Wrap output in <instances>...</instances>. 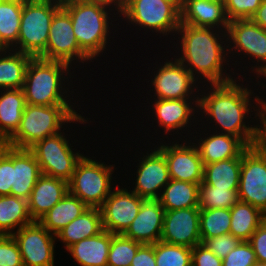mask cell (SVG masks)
Listing matches in <instances>:
<instances>
[{"mask_svg":"<svg viewBox=\"0 0 266 266\" xmlns=\"http://www.w3.org/2000/svg\"><path fill=\"white\" fill-rule=\"evenodd\" d=\"M236 78L237 77H234L233 81L223 84H210L209 86L206 85L207 87L205 88L207 89L201 90L199 95L198 110L200 111L199 115H201L202 118L199 119L198 123L202 122L203 118H206L205 121L209 122L210 127L208 129H210V133L214 131L236 136L240 138L248 147H250L258 144V121L260 109L264 99L260 98L258 95H254L256 93L251 90L253 88L247 86L245 87L242 83H238V81L241 80L242 82H249L248 80H243L244 78L241 77L239 80ZM252 109L255 113V119L251 117L253 116L250 113L253 112ZM249 114L250 116H247ZM247 117H250L251 120H256L258 125L254 124L253 120L246 121ZM212 122L214 123L213 126L212 124L210 125ZM251 122H253V125L249 124ZM211 127H214V130ZM217 127L220 131L217 130Z\"/></svg>","mask_w":266,"mask_h":266,"instance_id":"cell-1","label":"cell"},{"mask_svg":"<svg viewBox=\"0 0 266 266\" xmlns=\"http://www.w3.org/2000/svg\"><path fill=\"white\" fill-rule=\"evenodd\" d=\"M177 37L179 40L176 39ZM176 38L174 39L179 42L176 43L175 49L178 50V56L175 57H178L177 59L197 81L199 80L200 84L202 83L203 87L206 82L209 85L223 84L234 80L232 75L235 73H227L231 67L228 62H232L228 60L231 58H227V32L211 27L180 24ZM225 63L229 67L228 69ZM200 79H204L203 82Z\"/></svg>","mask_w":266,"mask_h":266,"instance_id":"cell-2","label":"cell"},{"mask_svg":"<svg viewBox=\"0 0 266 266\" xmlns=\"http://www.w3.org/2000/svg\"><path fill=\"white\" fill-rule=\"evenodd\" d=\"M71 69L69 64L62 61L32 57L28 63L22 88L26 104L41 106L76 105V103L71 102L74 97L72 96L74 89L69 91L71 85L68 81L71 77L74 78L72 76L74 71L71 72ZM68 92L71 93L68 94Z\"/></svg>","mask_w":266,"mask_h":266,"instance_id":"cell-3","label":"cell"},{"mask_svg":"<svg viewBox=\"0 0 266 266\" xmlns=\"http://www.w3.org/2000/svg\"><path fill=\"white\" fill-rule=\"evenodd\" d=\"M75 108V105L26 104L19 127L5 144L30 149L38 141L61 132L65 125L67 128L68 123H88V118L79 114Z\"/></svg>","mask_w":266,"mask_h":266,"instance_id":"cell-4","label":"cell"},{"mask_svg":"<svg viewBox=\"0 0 266 266\" xmlns=\"http://www.w3.org/2000/svg\"><path fill=\"white\" fill-rule=\"evenodd\" d=\"M62 7L71 17L73 32L79 47L92 60L100 57L101 53V56H103L104 51H108L106 47H108V40L112 33L110 32V26L115 25L112 24L111 16L113 18L118 15L112 9L113 7L101 3L75 0H62ZM110 11H114L115 16Z\"/></svg>","mask_w":266,"mask_h":266,"instance_id":"cell-5","label":"cell"},{"mask_svg":"<svg viewBox=\"0 0 266 266\" xmlns=\"http://www.w3.org/2000/svg\"><path fill=\"white\" fill-rule=\"evenodd\" d=\"M120 22L124 18L128 24L155 32L156 35L175 34L181 24L180 0H123ZM174 33V34H173Z\"/></svg>","mask_w":266,"mask_h":266,"instance_id":"cell-6","label":"cell"},{"mask_svg":"<svg viewBox=\"0 0 266 266\" xmlns=\"http://www.w3.org/2000/svg\"><path fill=\"white\" fill-rule=\"evenodd\" d=\"M61 0H25L17 44L11 49L38 57L47 46L54 13Z\"/></svg>","mask_w":266,"mask_h":266,"instance_id":"cell-7","label":"cell"},{"mask_svg":"<svg viewBox=\"0 0 266 266\" xmlns=\"http://www.w3.org/2000/svg\"><path fill=\"white\" fill-rule=\"evenodd\" d=\"M83 155L77 162L68 181L69 193L79 198L89 208H100L112 189L115 165ZM105 163V164H104ZM112 181V182H111Z\"/></svg>","mask_w":266,"mask_h":266,"instance_id":"cell-8","label":"cell"},{"mask_svg":"<svg viewBox=\"0 0 266 266\" xmlns=\"http://www.w3.org/2000/svg\"><path fill=\"white\" fill-rule=\"evenodd\" d=\"M64 130L66 128L62 132L38 141L30 150L35 155L43 175L68 182L74 173L77 162L84 154L72 148Z\"/></svg>","mask_w":266,"mask_h":266,"instance_id":"cell-9","label":"cell"},{"mask_svg":"<svg viewBox=\"0 0 266 266\" xmlns=\"http://www.w3.org/2000/svg\"><path fill=\"white\" fill-rule=\"evenodd\" d=\"M228 57L249 58L256 65H249L250 73L258 78H266V30L254 23L251 19L233 20L229 22L227 30ZM231 44V45H230ZM231 46V47H230ZM235 51V52H233ZM232 53V56H230ZM230 54V55H229ZM251 58V59H250ZM256 60V61H255ZM260 64V65H259ZM258 65V66H257ZM252 69V70H251Z\"/></svg>","mask_w":266,"mask_h":266,"instance_id":"cell-10","label":"cell"},{"mask_svg":"<svg viewBox=\"0 0 266 266\" xmlns=\"http://www.w3.org/2000/svg\"><path fill=\"white\" fill-rule=\"evenodd\" d=\"M162 63L163 61L160 62L159 66L156 64L155 69L157 70L154 71V73L152 70L151 73L154 74V78L152 77L151 80H149L151 82V85H149L150 92L154 90V99H199V93L198 95H196V93L202 88L198 86L200 83L197 82L190 71L177 57L175 58V55L173 58L171 57L170 61L166 59L164 64Z\"/></svg>","mask_w":266,"mask_h":266,"instance_id":"cell-11","label":"cell"},{"mask_svg":"<svg viewBox=\"0 0 266 266\" xmlns=\"http://www.w3.org/2000/svg\"><path fill=\"white\" fill-rule=\"evenodd\" d=\"M45 60L62 61L73 68V63L94 62L79 47L69 13L61 6L53 16L46 49L38 56ZM91 60V61H90ZM76 61V62H75Z\"/></svg>","mask_w":266,"mask_h":266,"instance_id":"cell-12","label":"cell"},{"mask_svg":"<svg viewBox=\"0 0 266 266\" xmlns=\"http://www.w3.org/2000/svg\"><path fill=\"white\" fill-rule=\"evenodd\" d=\"M238 198L266 215V152L258 144L242 154Z\"/></svg>","mask_w":266,"mask_h":266,"instance_id":"cell-13","label":"cell"},{"mask_svg":"<svg viewBox=\"0 0 266 266\" xmlns=\"http://www.w3.org/2000/svg\"><path fill=\"white\" fill-rule=\"evenodd\" d=\"M170 143H160L156 147L163 153L168 165L169 177L172 180L197 183L203 181L204 165L200 158L197 147L192 140L187 141V138L176 139ZM178 140L181 141L179 144ZM188 144V145H187Z\"/></svg>","mask_w":266,"mask_h":266,"instance_id":"cell-14","label":"cell"},{"mask_svg":"<svg viewBox=\"0 0 266 266\" xmlns=\"http://www.w3.org/2000/svg\"><path fill=\"white\" fill-rule=\"evenodd\" d=\"M12 236L18 244L24 266H55L56 235L39 221L23 226Z\"/></svg>","mask_w":266,"mask_h":266,"instance_id":"cell-15","label":"cell"},{"mask_svg":"<svg viewBox=\"0 0 266 266\" xmlns=\"http://www.w3.org/2000/svg\"><path fill=\"white\" fill-rule=\"evenodd\" d=\"M145 199L126 188H116L100 207L103 230L123 234L138 215Z\"/></svg>","mask_w":266,"mask_h":266,"instance_id":"cell-16","label":"cell"},{"mask_svg":"<svg viewBox=\"0 0 266 266\" xmlns=\"http://www.w3.org/2000/svg\"><path fill=\"white\" fill-rule=\"evenodd\" d=\"M142 156L141 160H137L139 164L137 163L134 177L136 182L131 191L143 199H158L164 186L170 181L167 161L156 146L148 149Z\"/></svg>","mask_w":266,"mask_h":266,"instance_id":"cell-17","label":"cell"},{"mask_svg":"<svg viewBox=\"0 0 266 266\" xmlns=\"http://www.w3.org/2000/svg\"><path fill=\"white\" fill-rule=\"evenodd\" d=\"M150 100L152 104L151 112L156 118H153L158 124V127H161L164 130V134L173 135L180 134L179 130L187 131V135L191 133L192 122L196 125L198 117V103L199 99H172V100H163V99H153ZM193 101V102H192ZM154 102V104H153ZM154 109V110H153ZM197 112V113H196ZM196 114V115H194ZM196 116V117H195ZM196 119V120H195ZM192 120V121H191ZM195 120V121H194ZM188 127V130H187ZM177 130V131H176ZM176 131V132H175ZM173 132V134L170 133ZM175 132V133H174ZM178 132V133H177ZM190 132V133H189Z\"/></svg>","mask_w":266,"mask_h":266,"instance_id":"cell-18","label":"cell"},{"mask_svg":"<svg viewBox=\"0 0 266 266\" xmlns=\"http://www.w3.org/2000/svg\"><path fill=\"white\" fill-rule=\"evenodd\" d=\"M199 221V207L165 211L160 240L192 249L201 244Z\"/></svg>","mask_w":266,"mask_h":266,"instance_id":"cell-19","label":"cell"},{"mask_svg":"<svg viewBox=\"0 0 266 266\" xmlns=\"http://www.w3.org/2000/svg\"><path fill=\"white\" fill-rule=\"evenodd\" d=\"M204 123L205 121L203 120V122L199 124L202 125V127L199 128V130L202 129V131H200V133H202L198 136L199 139L193 140V144L198 149L203 165L212 164L230 158L242 157L243 152L248 148V146L240 138L230 134L214 131L212 134L207 133L209 132L207 131L208 127H206ZM203 126L206 128L204 131ZM205 132L207 134H205ZM201 135H203V137Z\"/></svg>","mask_w":266,"mask_h":266,"instance_id":"cell-20","label":"cell"},{"mask_svg":"<svg viewBox=\"0 0 266 266\" xmlns=\"http://www.w3.org/2000/svg\"><path fill=\"white\" fill-rule=\"evenodd\" d=\"M164 212L158 199H145L138 215L123 235L141 244H154L160 241Z\"/></svg>","mask_w":266,"mask_h":266,"instance_id":"cell-21","label":"cell"},{"mask_svg":"<svg viewBox=\"0 0 266 266\" xmlns=\"http://www.w3.org/2000/svg\"><path fill=\"white\" fill-rule=\"evenodd\" d=\"M181 24L211 27L227 32L229 20L224 2L219 0H180Z\"/></svg>","mask_w":266,"mask_h":266,"instance_id":"cell-22","label":"cell"},{"mask_svg":"<svg viewBox=\"0 0 266 266\" xmlns=\"http://www.w3.org/2000/svg\"><path fill=\"white\" fill-rule=\"evenodd\" d=\"M41 175L39 164L30 149L12 147V186L10 195L28 200Z\"/></svg>","mask_w":266,"mask_h":266,"instance_id":"cell-23","label":"cell"},{"mask_svg":"<svg viewBox=\"0 0 266 266\" xmlns=\"http://www.w3.org/2000/svg\"><path fill=\"white\" fill-rule=\"evenodd\" d=\"M68 192L67 181L42 174L27 200L32 220L39 221Z\"/></svg>","mask_w":266,"mask_h":266,"instance_id":"cell-24","label":"cell"},{"mask_svg":"<svg viewBox=\"0 0 266 266\" xmlns=\"http://www.w3.org/2000/svg\"><path fill=\"white\" fill-rule=\"evenodd\" d=\"M111 233L103 230L98 235L82 239L69 246V252L80 266H107Z\"/></svg>","mask_w":266,"mask_h":266,"instance_id":"cell-25","label":"cell"},{"mask_svg":"<svg viewBox=\"0 0 266 266\" xmlns=\"http://www.w3.org/2000/svg\"><path fill=\"white\" fill-rule=\"evenodd\" d=\"M26 100L22 89L0 90V142L5 143L17 130Z\"/></svg>","mask_w":266,"mask_h":266,"instance_id":"cell-26","label":"cell"},{"mask_svg":"<svg viewBox=\"0 0 266 266\" xmlns=\"http://www.w3.org/2000/svg\"><path fill=\"white\" fill-rule=\"evenodd\" d=\"M103 231L102 215L100 208H88L79 217L61 229L56 238L67 249L72 244L82 239L94 237Z\"/></svg>","mask_w":266,"mask_h":266,"instance_id":"cell-27","label":"cell"},{"mask_svg":"<svg viewBox=\"0 0 266 266\" xmlns=\"http://www.w3.org/2000/svg\"><path fill=\"white\" fill-rule=\"evenodd\" d=\"M88 208L79 198L68 192L39 222L50 233L56 235Z\"/></svg>","mask_w":266,"mask_h":266,"instance_id":"cell-28","label":"cell"},{"mask_svg":"<svg viewBox=\"0 0 266 266\" xmlns=\"http://www.w3.org/2000/svg\"><path fill=\"white\" fill-rule=\"evenodd\" d=\"M31 55L6 50L0 52V90L22 89Z\"/></svg>","mask_w":266,"mask_h":266,"instance_id":"cell-29","label":"cell"},{"mask_svg":"<svg viewBox=\"0 0 266 266\" xmlns=\"http://www.w3.org/2000/svg\"><path fill=\"white\" fill-rule=\"evenodd\" d=\"M32 222L26 199L12 195L0 196V235H12L15 230Z\"/></svg>","mask_w":266,"mask_h":266,"instance_id":"cell-30","label":"cell"},{"mask_svg":"<svg viewBox=\"0 0 266 266\" xmlns=\"http://www.w3.org/2000/svg\"><path fill=\"white\" fill-rule=\"evenodd\" d=\"M199 185L179 180H172L164 186L158 200L165 211L199 207Z\"/></svg>","mask_w":266,"mask_h":266,"instance_id":"cell-31","label":"cell"},{"mask_svg":"<svg viewBox=\"0 0 266 266\" xmlns=\"http://www.w3.org/2000/svg\"><path fill=\"white\" fill-rule=\"evenodd\" d=\"M230 213V234L240 241H249L251 235L266 219L261 210L240 200L230 209Z\"/></svg>","mask_w":266,"mask_h":266,"instance_id":"cell-32","label":"cell"},{"mask_svg":"<svg viewBox=\"0 0 266 266\" xmlns=\"http://www.w3.org/2000/svg\"><path fill=\"white\" fill-rule=\"evenodd\" d=\"M242 157L204 165L203 182L222 189H238Z\"/></svg>","mask_w":266,"mask_h":266,"instance_id":"cell-33","label":"cell"},{"mask_svg":"<svg viewBox=\"0 0 266 266\" xmlns=\"http://www.w3.org/2000/svg\"><path fill=\"white\" fill-rule=\"evenodd\" d=\"M24 1L8 0L0 3V40L8 49L17 44Z\"/></svg>","mask_w":266,"mask_h":266,"instance_id":"cell-34","label":"cell"},{"mask_svg":"<svg viewBox=\"0 0 266 266\" xmlns=\"http://www.w3.org/2000/svg\"><path fill=\"white\" fill-rule=\"evenodd\" d=\"M230 209H200L201 243L212 237L230 233Z\"/></svg>","mask_w":266,"mask_h":266,"instance_id":"cell-35","label":"cell"},{"mask_svg":"<svg viewBox=\"0 0 266 266\" xmlns=\"http://www.w3.org/2000/svg\"><path fill=\"white\" fill-rule=\"evenodd\" d=\"M238 189H222L205 184H199L198 206L200 209H231L237 202Z\"/></svg>","mask_w":266,"mask_h":266,"instance_id":"cell-36","label":"cell"},{"mask_svg":"<svg viewBox=\"0 0 266 266\" xmlns=\"http://www.w3.org/2000/svg\"><path fill=\"white\" fill-rule=\"evenodd\" d=\"M142 245L123 234L111 233L107 266H130L132 259Z\"/></svg>","mask_w":266,"mask_h":266,"instance_id":"cell-37","label":"cell"},{"mask_svg":"<svg viewBox=\"0 0 266 266\" xmlns=\"http://www.w3.org/2000/svg\"><path fill=\"white\" fill-rule=\"evenodd\" d=\"M156 266H191L192 249L163 241L154 243Z\"/></svg>","mask_w":266,"mask_h":266,"instance_id":"cell-38","label":"cell"},{"mask_svg":"<svg viewBox=\"0 0 266 266\" xmlns=\"http://www.w3.org/2000/svg\"><path fill=\"white\" fill-rule=\"evenodd\" d=\"M263 0H226L224 2L227 19L244 20L251 19Z\"/></svg>","mask_w":266,"mask_h":266,"instance_id":"cell-39","label":"cell"},{"mask_svg":"<svg viewBox=\"0 0 266 266\" xmlns=\"http://www.w3.org/2000/svg\"><path fill=\"white\" fill-rule=\"evenodd\" d=\"M257 262L255 252L248 241H241L222 259V266H252Z\"/></svg>","mask_w":266,"mask_h":266,"instance_id":"cell-40","label":"cell"},{"mask_svg":"<svg viewBox=\"0 0 266 266\" xmlns=\"http://www.w3.org/2000/svg\"><path fill=\"white\" fill-rule=\"evenodd\" d=\"M0 266H24L18 244L12 235H0Z\"/></svg>","mask_w":266,"mask_h":266,"instance_id":"cell-41","label":"cell"},{"mask_svg":"<svg viewBox=\"0 0 266 266\" xmlns=\"http://www.w3.org/2000/svg\"><path fill=\"white\" fill-rule=\"evenodd\" d=\"M12 186V146H0V196L10 195Z\"/></svg>","mask_w":266,"mask_h":266,"instance_id":"cell-42","label":"cell"},{"mask_svg":"<svg viewBox=\"0 0 266 266\" xmlns=\"http://www.w3.org/2000/svg\"><path fill=\"white\" fill-rule=\"evenodd\" d=\"M241 241L232 234H222L216 237L208 238L202 244L212 251L220 259H224Z\"/></svg>","mask_w":266,"mask_h":266,"instance_id":"cell-43","label":"cell"},{"mask_svg":"<svg viewBox=\"0 0 266 266\" xmlns=\"http://www.w3.org/2000/svg\"><path fill=\"white\" fill-rule=\"evenodd\" d=\"M191 266H222V259L201 243L192 248Z\"/></svg>","mask_w":266,"mask_h":266,"instance_id":"cell-44","label":"cell"},{"mask_svg":"<svg viewBox=\"0 0 266 266\" xmlns=\"http://www.w3.org/2000/svg\"><path fill=\"white\" fill-rule=\"evenodd\" d=\"M248 242L255 252L257 262L266 263V219L258 226Z\"/></svg>","mask_w":266,"mask_h":266,"instance_id":"cell-45","label":"cell"},{"mask_svg":"<svg viewBox=\"0 0 266 266\" xmlns=\"http://www.w3.org/2000/svg\"><path fill=\"white\" fill-rule=\"evenodd\" d=\"M130 266H156L154 244H143L132 259Z\"/></svg>","mask_w":266,"mask_h":266,"instance_id":"cell-46","label":"cell"},{"mask_svg":"<svg viewBox=\"0 0 266 266\" xmlns=\"http://www.w3.org/2000/svg\"><path fill=\"white\" fill-rule=\"evenodd\" d=\"M258 145L266 152V105L263 103L259 114Z\"/></svg>","mask_w":266,"mask_h":266,"instance_id":"cell-47","label":"cell"},{"mask_svg":"<svg viewBox=\"0 0 266 266\" xmlns=\"http://www.w3.org/2000/svg\"><path fill=\"white\" fill-rule=\"evenodd\" d=\"M251 20L266 30V0H263Z\"/></svg>","mask_w":266,"mask_h":266,"instance_id":"cell-48","label":"cell"},{"mask_svg":"<svg viewBox=\"0 0 266 266\" xmlns=\"http://www.w3.org/2000/svg\"><path fill=\"white\" fill-rule=\"evenodd\" d=\"M75 1H82V2H93V3H101L106 6L113 7L115 11L119 14L122 9L123 0H75Z\"/></svg>","mask_w":266,"mask_h":266,"instance_id":"cell-49","label":"cell"},{"mask_svg":"<svg viewBox=\"0 0 266 266\" xmlns=\"http://www.w3.org/2000/svg\"><path fill=\"white\" fill-rule=\"evenodd\" d=\"M6 50H9V49L0 40V52L6 51Z\"/></svg>","mask_w":266,"mask_h":266,"instance_id":"cell-50","label":"cell"},{"mask_svg":"<svg viewBox=\"0 0 266 266\" xmlns=\"http://www.w3.org/2000/svg\"><path fill=\"white\" fill-rule=\"evenodd\" d=\"M252 266H266V263L255 262Z\"/></svg>","mask_w":266,"mask_h":266,"instance_id":"cell-51","label":"cell"},{"mask_svg":"<svg viewBox=\"0 0 266 266\" xmlns=\"http://www.w3.org/2000/svg\"><path fill=\"white\" fill-rule=\"evenodd\" d=\"M261 83H262L261 85L263 86L262 88H266V84H264V82H261ZM263 84H264V85H263ZM265 100H266V99H265ZM265 100H263V103L266 105V101H265Z\"/></svg>","mask_w":266,"mask_h":266,"instance_id":"cell-52","label":"cell"}]
</instances>
